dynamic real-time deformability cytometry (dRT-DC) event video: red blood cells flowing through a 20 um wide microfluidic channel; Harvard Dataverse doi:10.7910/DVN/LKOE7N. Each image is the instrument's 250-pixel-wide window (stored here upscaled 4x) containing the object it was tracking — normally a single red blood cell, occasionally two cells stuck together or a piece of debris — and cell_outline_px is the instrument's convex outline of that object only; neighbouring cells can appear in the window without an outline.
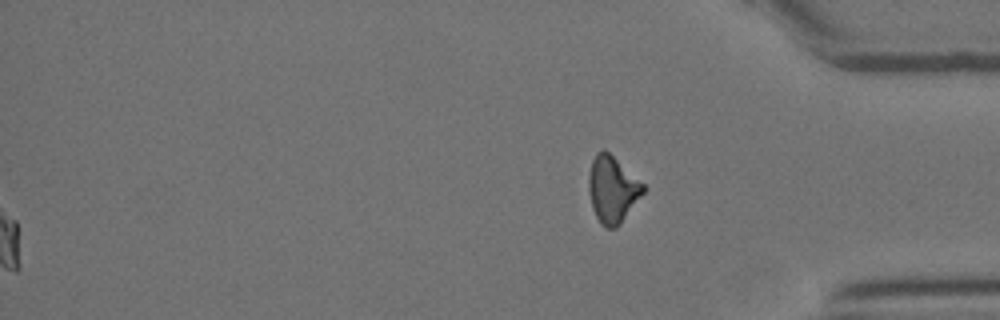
{"species": "Egyptian fruit bat (a non-hibernating species)", "species_latin": "Rousettus aegyptiacus", "temperature_condition": "room temperature", "stored_images_in_passage": 33, "segment_of_instrument_passage": [2, 2], "camera_frame_rate_fps": 3000, "um_per_image_px": 0.085, "animal": {"sex": "female"}, "frame": {"image": 1, "passage_image": 33, "time_ms": 10.667, "image_size_px": [1000, 320], "cell_outline_px": [[644, 192], [620, 224], [616, 228], [604, 228], [600, 224], [592, 208], [588, 192], [588, 176], [592, 160], [596, 152], [604, 148], [644, 184]], "centroid_in_image_um": [52.02, 16.1], "position_along_channel_um": 383.2, "area_um2": 21.15}}